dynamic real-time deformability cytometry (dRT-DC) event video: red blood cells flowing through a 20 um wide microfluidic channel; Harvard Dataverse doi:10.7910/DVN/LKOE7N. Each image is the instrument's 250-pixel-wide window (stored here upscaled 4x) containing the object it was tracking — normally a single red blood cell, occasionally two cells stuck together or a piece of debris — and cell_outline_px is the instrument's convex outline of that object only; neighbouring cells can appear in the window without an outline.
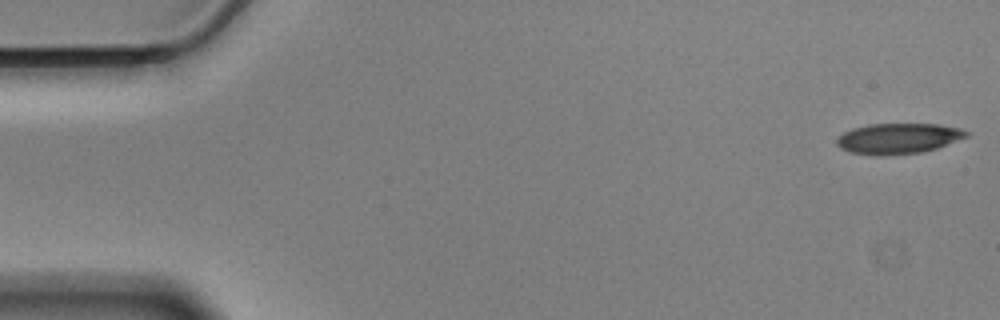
{"species": "Egyptian fruit bat (a non-hibernating species)", "species_latin": "Rousettus aegyptiacus", "temperature_condition": "cold", "stored_images_in_passage": 57, "camera_frame_rate_fps": 3000, "um_per_image_px": 0.085, "animal": {"sex": "male"}, "frame": {"image": 1, "passage_image": 1, "time_ms": 0.0, "image_size_px": [1000, 320], "cell_outline_px": [[968, 136], [936, 148], [920, 152], [884, 156], [876, 156], [852, 152], [840, 148], [836, 144], [836, 140], [844, 132], [852, 128], [868, 124], [940, 124], [960, 128], [968, 132]], "centroid_in_image_um": [76.33, 11.77], "position_along_channel_um": 8.7, "area_um2": 23.0}}
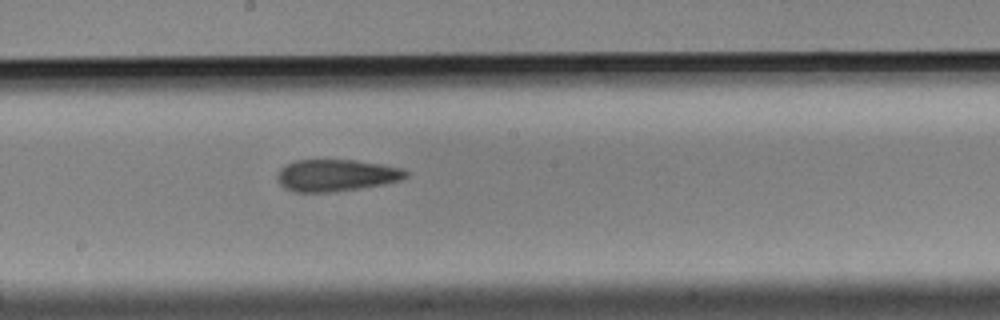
{"frame": {"image": 2, "passage_image": 30, "time_ms": 9.667, "image_size_px": [1000, 320], "cell_outline_px": [[408, 176], [400, 180], [384, 184], [360, 188], [332, 192], [292, 192], [284, 188], [280, 184], [276, 176], [280, 168], [284, 164], [296, 160], [356, 160], [380, 164], [400, 168], [408, 172]], "centroid_in_image_um": [28.53, 14.9], "position_along_channel_um": 219.7, "area_um2": 23.99}}
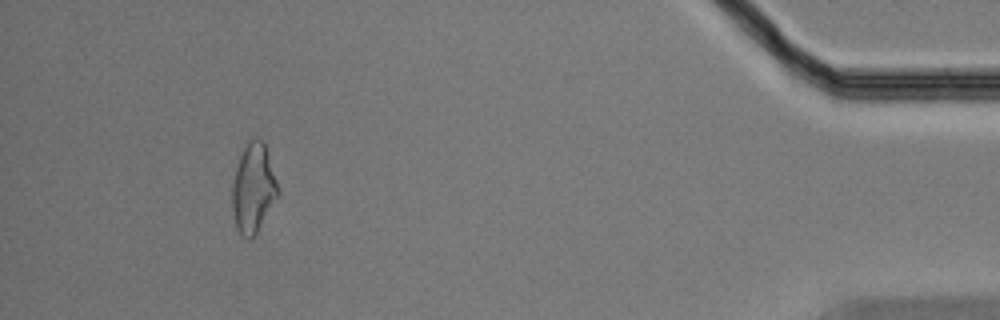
{"frame": {"image": 3, "passage_image": 52, "time_ms": 17.0, "image_size_px": [1000, 320], "cell_outline_px": [[280, 192], [256, 236], [248, 240], [240, 236], [236, 228], [232, 208], [232, 180], [240, 156], [248, 140], [256, 136], [264, 140]], "centroid_in_image_um": [21.53, 16.03], "position_along_channel_um": 413.7, "area_um2": 24.22}}